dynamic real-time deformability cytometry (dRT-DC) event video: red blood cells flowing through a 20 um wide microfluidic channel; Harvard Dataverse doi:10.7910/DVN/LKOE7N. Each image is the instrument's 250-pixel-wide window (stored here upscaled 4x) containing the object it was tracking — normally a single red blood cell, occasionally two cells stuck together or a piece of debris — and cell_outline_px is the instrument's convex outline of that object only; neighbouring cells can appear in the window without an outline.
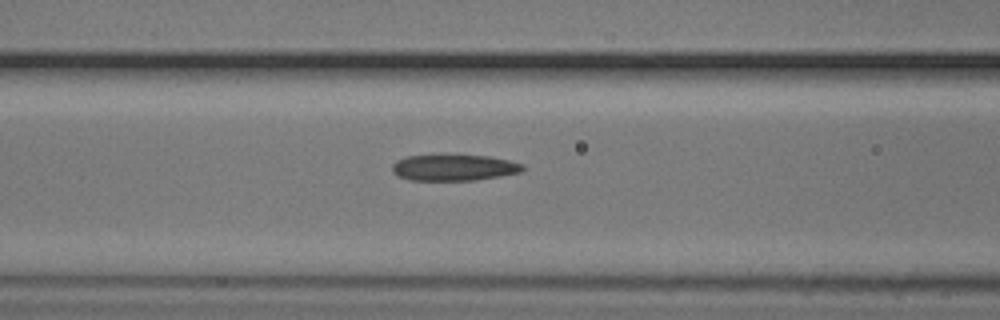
{"species": "common noctule bat (a hibernating species)", "species_latin": "Nyctalus noctula", "temperature_condition": "cold", "stored_images_in_passage": 18, "camera_frame_rate_fps": 3000, "um_per_image_px": 0.085, "animal": {"sex": "male", "body_mass_g": 20.5, "forearm_length_mm": 52.5}, "frame": {"image": 1, "passage_image": 16, "time_ms": 5.0, "image_size_px": [1000, 320], "cell_outline_px": [[524, 168], [520, 172], [500, 176], [476, 180], [408, 180], [392, 172], [392, 164], [396, 160], [408, 156], [492, 156], [524, 164]], "centroid_in_image_um": [38.59, 14.26], "position_along_channel_um": 128.0, "area_um2": 19.65}}